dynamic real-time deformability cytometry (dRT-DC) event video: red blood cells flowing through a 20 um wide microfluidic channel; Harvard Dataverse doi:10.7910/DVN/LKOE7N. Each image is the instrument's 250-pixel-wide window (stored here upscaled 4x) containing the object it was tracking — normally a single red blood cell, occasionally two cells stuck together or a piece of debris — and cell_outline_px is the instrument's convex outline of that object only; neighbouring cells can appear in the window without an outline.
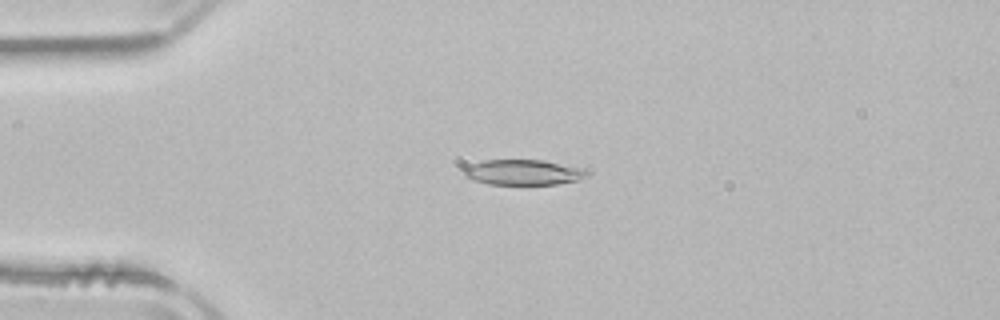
{"species": "common noctule bat (a hibernating species)", "species_latin": "Nyctalus noctula", "temperature_condition": "room temperature", "stored_images_in_passage": 51, "camera_frame_rate_fps": 3000, "um_per_image_px": 0.085, "animal": {"sex": "male", "body_mass_g": 21.5, "forearm_length_mm": 52.0}, "frame": {"image": 1, "passage_image": 12, "time_ms": 3.667, "image_size_px": [1000, 320], "cell_outline_px": [[588, 176], [576, 180], [556, 184], [488, 184], [464, 176], [464, 168], [472, 164], [484, 160], [540, 160], [584, 168]], "centroid_in_image_um": [44.46, 14.64], "position_along_channel_um": 40.5, "area_um2": 17.86}}
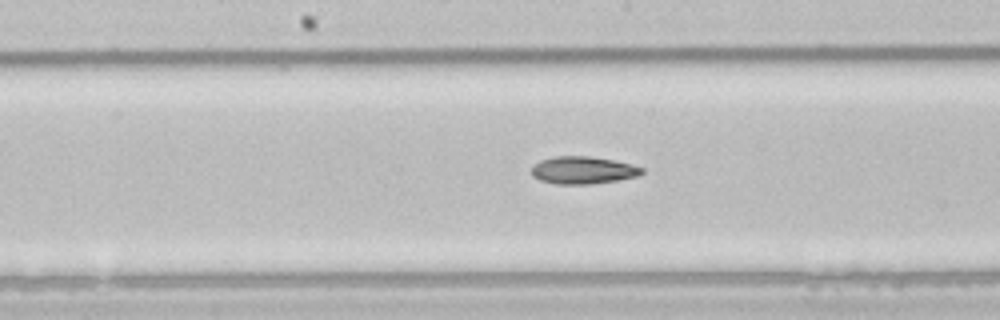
{"frame": {"image": 2, "passage_image": 26, "time_ms": 8.333, "image_size_px": [1000, 320], "cell_outline_px": [[644, 172], [640, 176], [592, 184], [556, 184], [540, 180], [532, 176], [532, 168], [540, 160], [556, 156], [588, 156], [612, 160], [632, 164], [644, 168]], "centroid_in_image_um": [49.58, 14.47], "position_along_channel_um": 198.6, "area_um2": 17.63}}
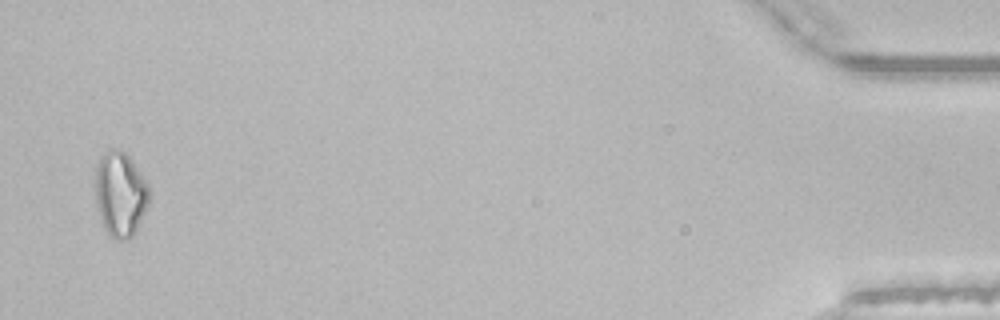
{"frame": {"image": 3, "passage_image": 50, "time_ms": 16.333, "image_size_px": [1000, 320], "cell_outline_px": [[148, 204], [132, 236], [120, 240], [116, 240], [104, 228], [100, 220], [96, 208], [96, 168], [100, 156], [108, 148], [112, 148], [124, 152], [128, 156], [140, 172], [148, 184]], "centroid_in_image_um": [10.19, 16.48], "position_along_channel_um": 425.0, "area_um2": 26.24}, "authors_computed_cell_mechanics": {"area_um2": 18.8428, "velocity_mm_per_s": 3.9481, "shape_relaxation_time_tau1_ms": 11.3281, "shape_relaxation_time_tau2_ms": 8.3611, "deformation_change_tau1": 0.2166, "deformation_change_tau2": 0.1999}}